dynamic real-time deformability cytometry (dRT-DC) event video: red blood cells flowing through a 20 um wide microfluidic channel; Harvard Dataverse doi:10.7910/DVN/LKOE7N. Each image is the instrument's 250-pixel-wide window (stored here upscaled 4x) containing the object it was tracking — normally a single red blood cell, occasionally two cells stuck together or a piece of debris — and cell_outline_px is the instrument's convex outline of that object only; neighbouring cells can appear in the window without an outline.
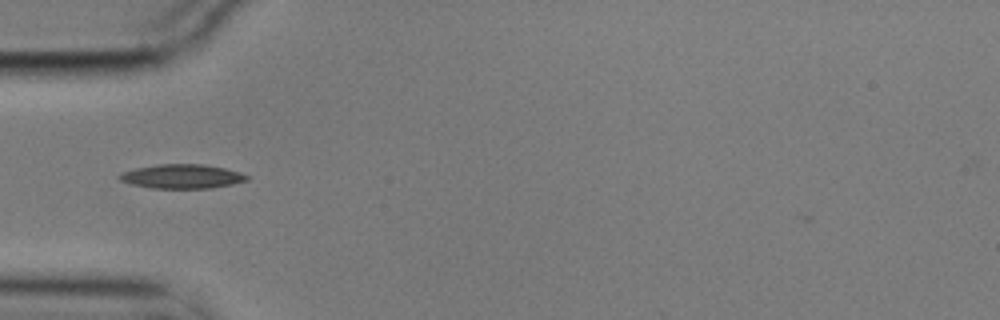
{"species": "common noctule bat (a hibernating species)", "species_latin": "Nyctalus noctula", "temperature_condition": "cold", "stored_images_in_passage": 2, "camera_frame_rate_fps": 3000, "um_per_image_px": 0.085, "animal": {"sex": "male", "body_mass_g": 17.9}, "frame": {"image": 1, "passage_image": 1, "time_ms": 0.0, "image_size_px": [1000, 320], "cell_outline_px": [[252, 176], [248, 180], [232, 184], [212, 188], [152, 188], [132, 184], [120, 180], [116, 176], [124, 172], [136, 168], [160, 164], [204, 164], [224, 168], [240, 172]], "centroid_in_image_um": [15.52, 14.99], "position_along_channel_um": 69.5, "area_um2": 17.92}}
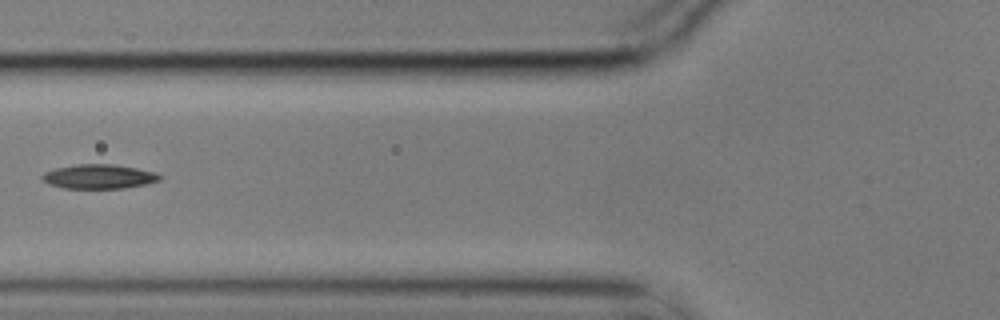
{"frame": {"image": 2, "passage_image": 2, "time_ms": 0.333, "image_size_px": [1000, 320], "cell_outline_px": [[164, 176], [160, 180], [144, 184], [124, 188], [64, 188], [48, 184], [40, 180], [40, 176], [44, 172], [56, 168], [76, 164], [112, 164], [136, 168], [156, 172]], "centroid_in_image_um": [8.38, 15.0], "position_along_channel_um": 117.4, "area_um2": 16.76}}